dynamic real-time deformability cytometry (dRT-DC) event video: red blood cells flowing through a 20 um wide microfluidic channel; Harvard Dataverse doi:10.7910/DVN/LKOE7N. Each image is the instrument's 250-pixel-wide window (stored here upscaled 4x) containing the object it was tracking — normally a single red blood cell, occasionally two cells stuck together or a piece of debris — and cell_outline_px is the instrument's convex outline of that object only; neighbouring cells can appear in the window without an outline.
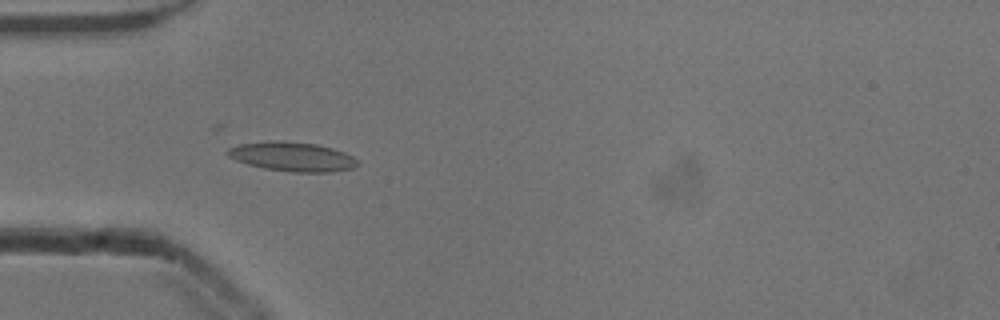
{"species": "common noctule bat (a hibernating species)", "species_latin": "Nyctalus noctula", "temperature_condition": "cold", "stored_images_in_passage": 46, "camera_frame_rate_fps": 3000, "um_per_image_px": 0.085, "animal": {"sex": "male", "body_mass_g": 13.3}, "frame": {"image": 1, "passage_image": 10, "time_ms": 3.0, "image_size_px": [1000, 320], "cell_outline_px": [[360, 164], [352, 168], [332, 172], [292, 172], [264, 168], [248, 164], [236, 160], [228, 156], [224, 152], [228, 148], [240, 144], [268, 140], [284, 140], [316, 144], [332, 148], [344, 152], [360, 160]], "centroid_in_image_um": [24.85, 13.3], "position_along_channel_um": 60.2, "area_um2": 22.43}}
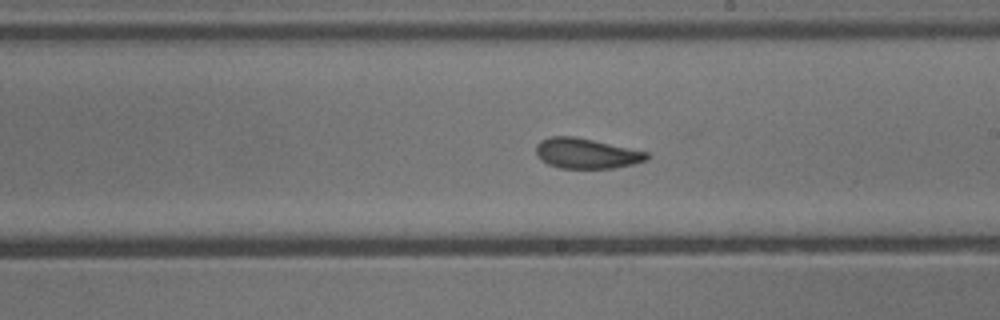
{"frame": {"image": 2, "passage_image": 24, "time_ms": 7.667, "image_size_px": [1000, 320], "cell_outline_px": [[652, 156], [648, 160], [632, 164], [612, 168], [560, 168], [548, 164], [540, 160], [536, 156], [536, 144], [540, 140], [548, 136], [576, 136], [648, 152]], "centroid_in_image_um": [49.82, 13.03], "position_along_channel_um": 239.2, "area_um2": 19.77}}
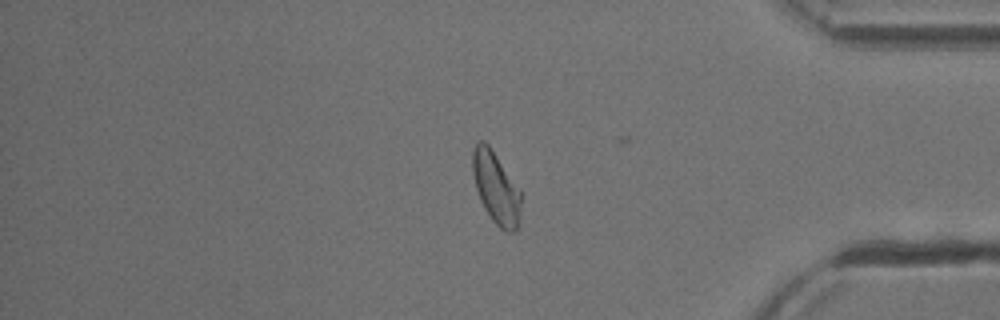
{"frame": {"image": 3, "passage_image": 38, "time_ms": 12.333, "image_size_px": [1000, 320], "cell_outline_px": [[520, 204], [516, 228], [512, 232], [508, 232], [500, 228], [492, 220], [484, 208], [480, 200], [476, 188], [472, 172], [472, 152], [476, 144], [480, 140], [484, 140], [488, 144], [520, 188]], "centroid_in_image_um": [42.13, 15.93], "position_along_channel_um": 393.1, "area_um2": 20.0}, "authors_computed_cell_mechanics": {"area_um2": 20.1722, "velocity_mm_per_s": 3.878, "shape_relaxation_time_tau1_ms": 5.2951, "shape_relaxation_time_tau2_ms": 1.7608, "deformation_change_tau1": 0.1181, "deformation_change_tau2": 0.0618}}